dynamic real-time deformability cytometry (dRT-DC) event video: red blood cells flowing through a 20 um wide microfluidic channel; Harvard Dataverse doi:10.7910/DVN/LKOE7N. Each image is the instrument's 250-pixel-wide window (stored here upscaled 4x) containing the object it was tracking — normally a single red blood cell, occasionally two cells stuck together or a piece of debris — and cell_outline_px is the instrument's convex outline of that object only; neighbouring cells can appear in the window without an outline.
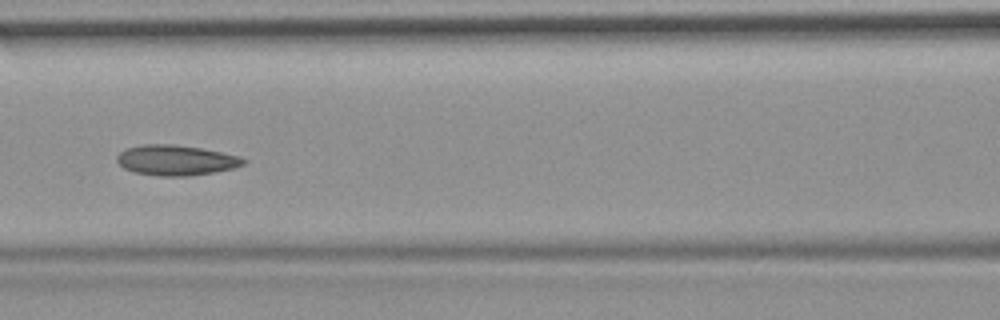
{"species": "common noctule bat (a hibernating species)", "species_latin": "Nyctalus noctula", "temperature_condition": "room temperature", "stored_images_in_passage": 9, "camera_frame_rate_fps": 3000, "um_per_image_px": 0.085, "animal": {"sex": "female", "body_mass_g": 19.9}, "frame": {"image": 1, "passage_image": 6, "time_ms": 1.667, "image_size_px": [1000, 320], "cell_outline_px": [[248, 160], [244, 164], [232, 168], [212, 172], [188, 176], [160, 176], [132, 172], [124, 168], [116, 160], [116, 156], [124, 148], [140, 144], [172, 144], [200, 148], [240, 156]], "centroid_in_image_um": [14.91, 13.61], "position_along_channel_um": 151.7, "area_um2": 22.37}}
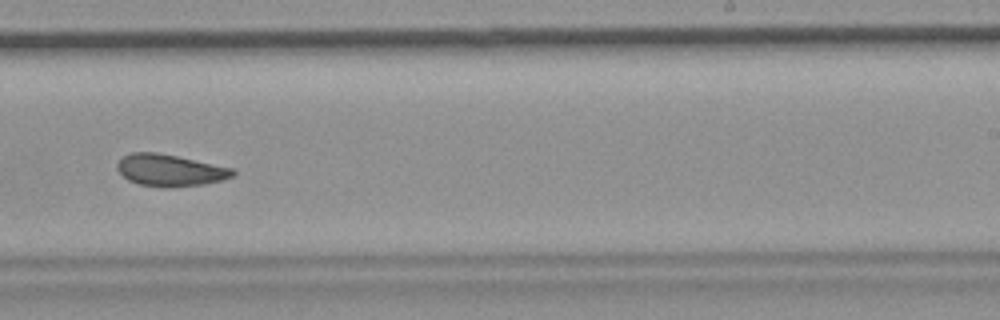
{"frame": {"image": 2, "passage_image": 9, "time_ms": 2.667, "image_size_px": [1000, 320], "cell_outline_px": [[236, 172], [232, 176], [224, 180], [204, 184], [172, 188], [164, 188], [140, 184], [128, 180], [116, 168], [116, 164], [124, 156], [132, 152], [156, 152], [236, 168]], "centroid_in_image_um": [14.49, 14.48], "position_along_channel_um": 274.5, "area_um2": 21.62}}